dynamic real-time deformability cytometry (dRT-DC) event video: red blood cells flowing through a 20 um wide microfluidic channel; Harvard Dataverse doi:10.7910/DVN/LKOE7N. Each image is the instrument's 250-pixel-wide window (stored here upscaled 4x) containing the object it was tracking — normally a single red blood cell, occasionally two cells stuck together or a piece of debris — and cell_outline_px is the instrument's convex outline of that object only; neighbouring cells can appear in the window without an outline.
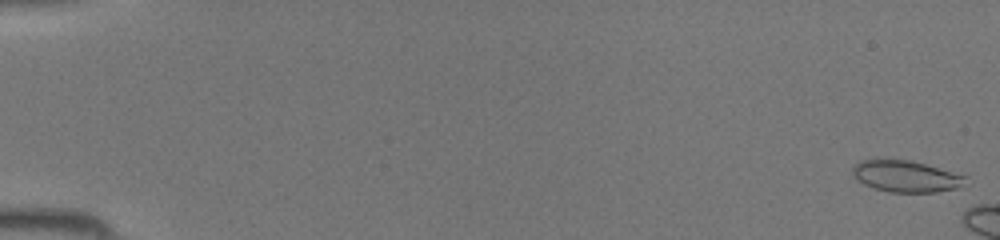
{"species": "common noctule bat (a hibernating species)", "species_latin": "Nyctalus noctula", "temperature_condition": "room temperature", "stored_images_in_passage": 6, "camera_frame_rate_fps": 3000, "um_per_image_px": 0.085, "animal": {"sex": "female", "body_mass_g": 19.5, "forearm_length_mm": 54.1}, "frame": {"image": 1, "passage_image": 1, "time_ms": 0.0, "image_size_px": [1000, 240], "cell_outline_px": [[968, 176], [956, 188], [936, 192], [888, 192], [872, 188], [856, 180], [852, 172], [852, 168], [860, 160], [876, 156], [908, 160], [924, 164]], "centroid_in_image_um": [76.88, 14.95], "position_along_channel_um": 8.1, "area_um2": 21.1}}